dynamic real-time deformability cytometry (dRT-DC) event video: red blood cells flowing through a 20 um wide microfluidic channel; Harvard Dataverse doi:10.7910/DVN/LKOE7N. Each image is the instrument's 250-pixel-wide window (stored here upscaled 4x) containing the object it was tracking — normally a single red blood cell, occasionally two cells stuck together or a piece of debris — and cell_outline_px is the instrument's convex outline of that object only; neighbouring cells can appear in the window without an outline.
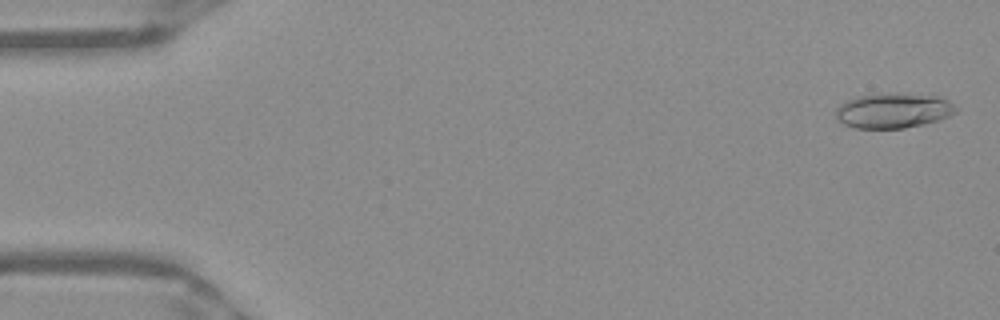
{"species": "Egyptian fruit bat (a non-hibernating species)", "species_latin": "Rousettus aegyptiacus", "temperature_condition": "warm", "stored_images_in_passage": 52, "camera_frame_rate_fps": 3000, "um_per_image_px": 0.085, "frame": {"image": 1, "passage_image": 2, "time_ms": 0.333, "image_size_px": [1000, 320], "cell_outline_px": [[956, 112], [948, 116], [924, 124], [904, 128], [856, 128], [844, 124], [836, 120], [836, 108], [840, 104], [856, 96], [936, 96], [948, 100], [956, 108]], "centroid_in_image_um": [75.88, 9.46], "position_along_channel_um": 9.1, "area_um2": 23.35}}
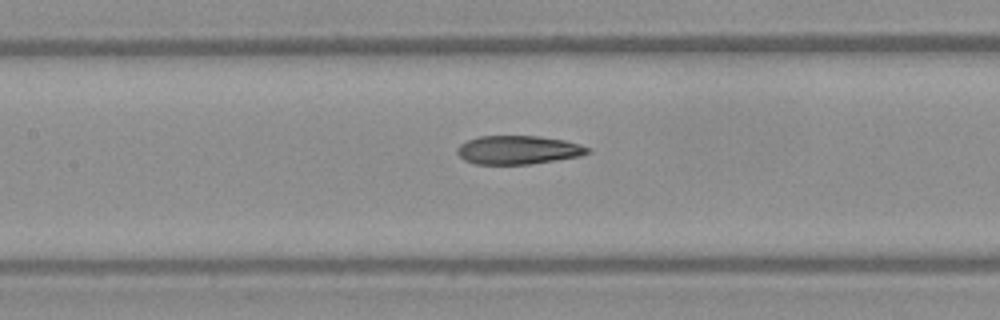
{"frame": {"image": 2, "passage_image": 24, "time_ms": 7.667, "image_size_px": [1000, 320], "cell_outline_px": [[592, 152], [580, 156], [532, 164], [476, 164], [464, 160], [456, 152], [456, 148], [460, 144], [468, 140], [480, 136], [540, 136], [564, 140], [580, 144], [592, 148]], "centroid_in_image_um": [44.07, 12.74], "position_along_channel_um": 163.3, "area_um2": 21.91}}
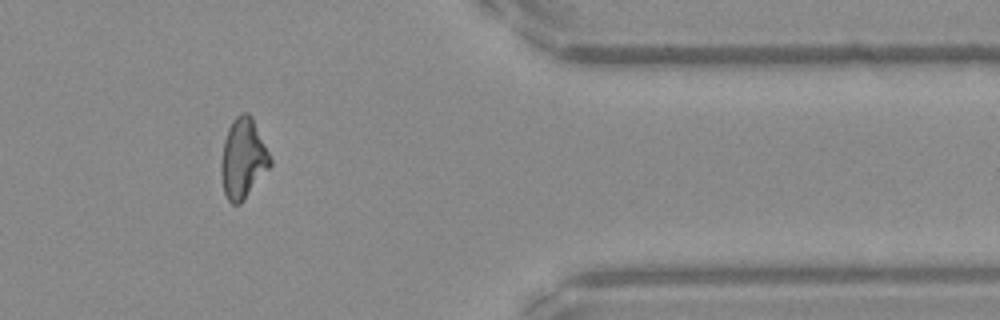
{"frame": {"image": 3, "passage_image": 43, "time_ms": 14.0, "image_size_px": [1000, 320], "cell_outline_px": [[272, 164], [244, 200], [240, 204], [232, 204], [228, 200], [224, 192], [220, 172], [220, 164], [224, 140], [228, 128], [232, 120], [240, 112], [248, 112], [252, 116], [272, 160]], "centroid_in_image_um": [20.65, 13.46], "position_along_channel_um": 390.8, "area_um2": 22.95}, "authors_computed_cell_mechanics": {"area_um2": 22.7732, "velocity_mm_per_s": 3.9536, "shape_relaxation_time_tau1_ms": null, "shape_relaxation_time_tau2_ms": 2.2937, "deformation_change_tau1": null, "deformation_change_tau2": 0.0965}}